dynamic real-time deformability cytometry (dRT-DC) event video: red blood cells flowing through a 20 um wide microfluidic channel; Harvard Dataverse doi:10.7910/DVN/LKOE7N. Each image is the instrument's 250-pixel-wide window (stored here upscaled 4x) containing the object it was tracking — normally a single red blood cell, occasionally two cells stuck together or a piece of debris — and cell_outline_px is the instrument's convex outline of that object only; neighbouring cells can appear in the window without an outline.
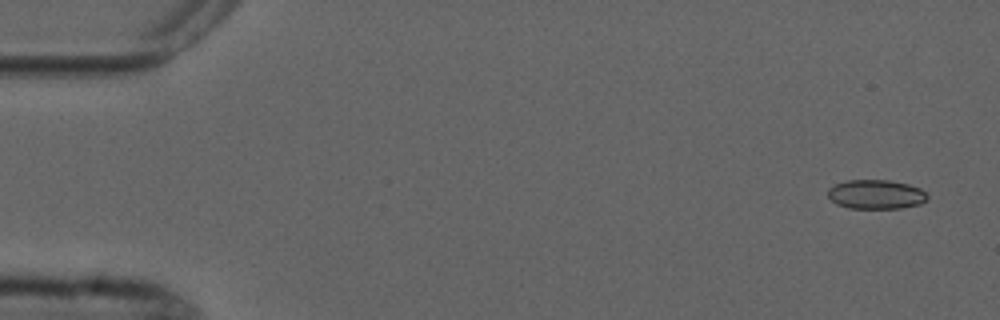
{"species": "common noctule bat (a hibernating species)", "species_latin": "Nyctalus noctula", "temperature_condition": "cold", "stored_images_in_passage": 6, "camera_frame_rate_fps": 3000, "um_per_image_px": 0.085, "animal": {"sex": "male", "forearm_length_mm": 52.5}, "frame": {"image": 1, "passage_image": 1, "time_ms": 0.0, "image_size_px": [1000, 320], "cell_outline_px": [[928, 200], [920, 204], [900, 208], [848, 208], [836, 204], [828, 196], [828, 188], [844, 180], [888, 180], [908, 184], [920, 188], [928, 196]], "centroid_in_image_um": [74.45, 16.52], "position_along_channel_um": 10.5, "area_um2": 16.99}}
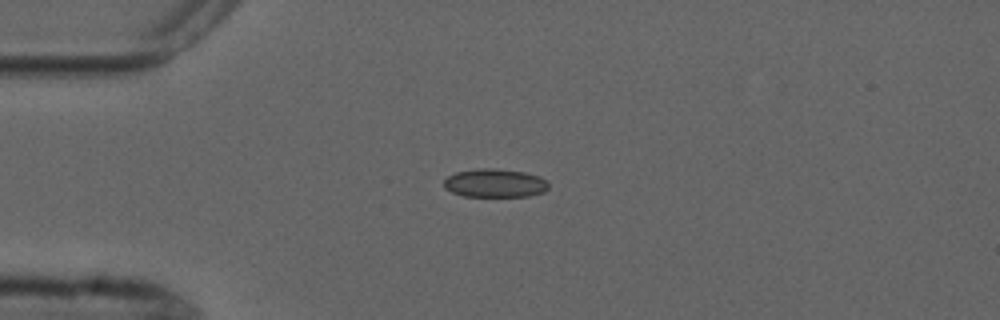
{"frame": {"image": 2, "passage_image": 4, "time_ms": 3.667, "image_size_px": [1000, 320], "cell_outline_px": [[548, 188], [544, 192], [528, 196], [464, 196], [452, 192], [444, 188], [444, 180], [448, 176], [456, 172], [480, 168], [496, 168], [524, 172], [540, 176], [548, 180]], "centroid_in_image_um": [42.09, 15.56], "position_along_channel_um": 42.9, "area_um2": 17.46}}
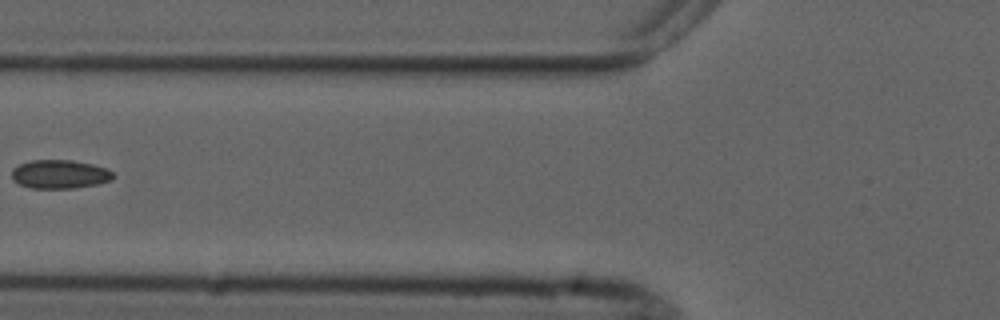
{"frame": {"image": 3, "passage_image": 6, "time_ms": 6.333, "image_size_px": [1000, 320], "cell_outline_px": [[116, 176], [112, 180], [96, 184], [76, 188], [32, 188], [20, 184], [12, 180], [12, 168], [20, 164], [32, 160], [72, 160], [92, 164], [104, 168], [112, 172]], "centroid_in_image_um": [5.07, 14.81], "position_along_channel_um": 120.7, "area_um2": 16.94}}